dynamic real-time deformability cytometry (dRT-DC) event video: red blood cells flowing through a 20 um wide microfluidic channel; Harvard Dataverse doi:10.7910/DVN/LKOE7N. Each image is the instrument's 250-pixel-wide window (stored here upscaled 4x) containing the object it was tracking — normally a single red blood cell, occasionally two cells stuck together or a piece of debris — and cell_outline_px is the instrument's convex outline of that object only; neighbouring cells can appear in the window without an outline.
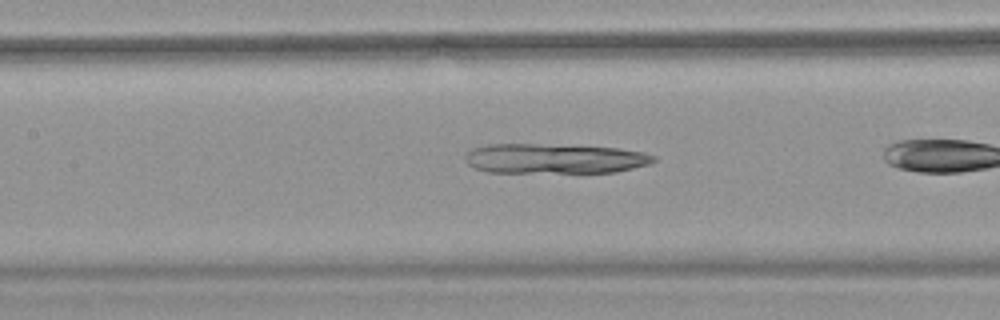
{"species": "common noctule bat (a hibernating species)", "species_latin": "Nyctalus noctula", "temperature_condition": "warm", "stored_images_in_passage": 21, "camera_frame_rate_fps": 3000, "um_per_image_px": 0.085, "animal": {"sex": "female", "body_mass_g": 18.4}, "frame": {"image": 1, "passage_image": 4, "time_ms": 1.0, "image_size_px": [1000, 320], "cell_outline_px": [[656, 160], [648, 164], [616, 172], [488, 172], [472, 168], [464, 160], [464, 156], [472, 148], [488, 144], [536, 144], [620, 148], [644, 152], [656, 156]], "centroid_in_image_um": [47.1, 13.48], "position_along_channel_um": 160.3, "area_um2": 32.83}}
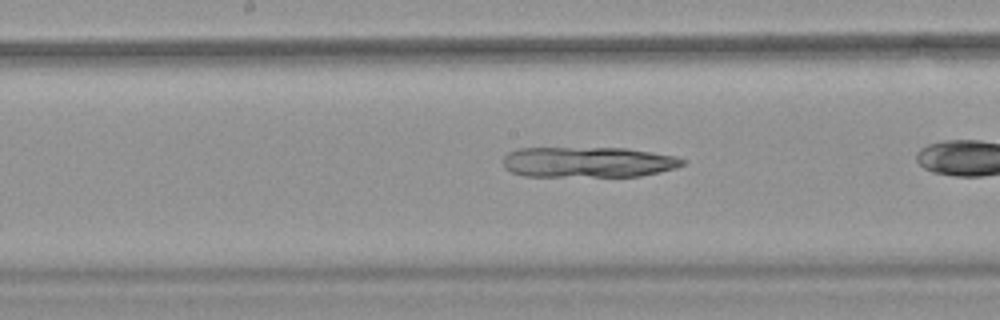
{"frame": {"image": 2, "passage_image": 7, "time_ms": 2.0, "image_size_px": [1000, 320], "cell_outline_px": [[684, 164], [676, 168], [660, 172], [640, 176], [524, 176], [512, 172], [504, 168], [504, 156], [508, 152], [520, 148], [628, 148], [676, 156], [684, 160]], "centroid_in_image_um": [49.99, 13.78], "position_along_channel_um": 198.2, "area_um2": 32.02}}